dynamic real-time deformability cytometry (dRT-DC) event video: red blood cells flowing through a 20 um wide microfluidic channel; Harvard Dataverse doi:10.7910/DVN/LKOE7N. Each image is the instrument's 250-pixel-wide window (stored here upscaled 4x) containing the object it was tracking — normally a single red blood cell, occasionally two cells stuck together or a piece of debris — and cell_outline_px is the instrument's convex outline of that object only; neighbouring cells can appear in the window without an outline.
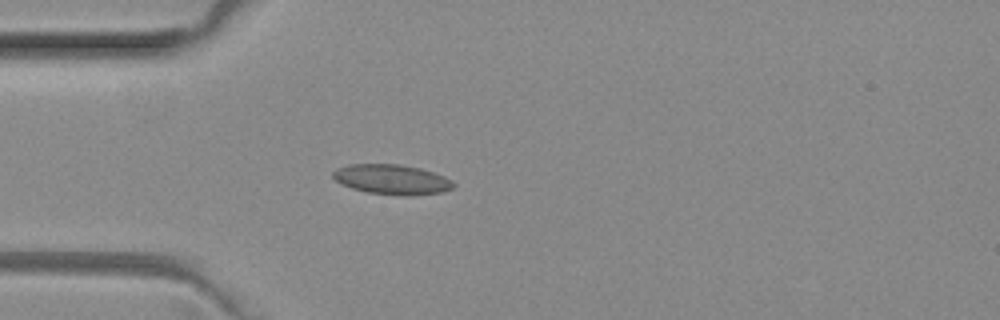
{"species": "common noctule bat (a hibernating species)", "species_latin": "Nyctalus noctula", "temperature_condition": "room temperature", "stored_images_in_passage": 2, "camera_frame_rate_fps": 3000, "um_per_image_px": 0.085, "animal": {"sex": "female", "body_mass_g": 29.2, "forearm_length_mm": 56.3}, "frame": {"image": 1, "passage_image": 2, "time_ms": 0.333, "image_size_px": [1000, 320], "cell_outline_px": [[456, 184], [452, 188], [444, 192], [408, 196], [404, 196], [368, 192], [352, 188], [340, 184], [332, 176], [332, 172], [336, 168], [348, 164], [400, 164], [420, 168], [444, 176], [452, 180]], "centroid_in_image_um": [33.31, 15.25], "position_along_channel_um": 51.7, "area_um2": 21.15}}